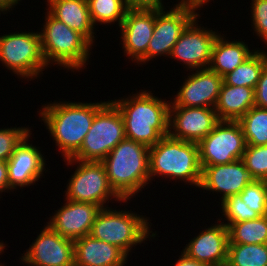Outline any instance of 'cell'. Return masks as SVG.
<instances>
[{
  "label": "cell",
  "instance_id": "1",
  "mask_svg": "<svg viewBox=\"0 0 267 266\" xmlns=\"http://www.w3.org/2000/svg\"><path fill=\"white\" fill-rule=\"evenodd\" d=\"M107 101L72 102L56 100L41 105L38 115L50 138L55 141L63 160L71 159L80 149L91 128L96 112Z\"/></svg>",
  "mask_w": 267,
  "mask_h": 266
},
{
  "label": "cell",
  "instance_id": "2",
  "mask_svg": "<svg viewBox=\"0 0 267 266\" xmlns=\"http://www.w3.org/2000/svg\"><path fill=\"white\" fill-rule=\"evenodd\" d=\"M136 92L111 101L123 118L126 138L150 148L168 136L170 102L153 95L150 89Z\"/></svg>",
  "mask_w": 267,
  "mask_h": 266
},
{
  "label": "cell",
  "instance_id": "3",
  "mask_svg": "<svg viewBox=\"0 0 267 266\" xmlns=\"http://www.w3.org/2000/svg\"><path fill=\"white\" fill-rule=\"evenodd\" d=\"M101 162L110 186L123 200L135 198L146 185L148 189L149 148L146 145L124 138Z\"/></svg>",
  "mask_w": 267,
  "mask_h": 266
},
{
  "label": "cell",
  "instance_id": "4",
  "mask_svg": "<svg viewBox=\"0 0 267 266\" xmlns=\"http://www.w3.org/2000/svg\"><path fill=\"white\" fill-rule=\"evenodd\" d=\"M202 168L199 162L198 143L162 137L149 148L150 183L153 179L162 177L185 185L199 187Z\"/></svg>",
  "mask_w": 267,
  "mask_h": 266
},
{
  "label": "cell",
  "instance_id": "5",
  "mask_svg": "<svg viewBox=\"0 0 267 266\" xmlns=\"http://www.w3.org/2000/svg\"><path fill=\"white\" fill-rule=\"evenodd\" d=\"M40 31L41 48L45 62L73 73L86 68L93 45L79 32L53 17L47 10Z\"/></svg>",
  "mask_w": 267,
  "mask_h": 266
},
{
  "label": "cell",
  "instance_id": "6",
  "mask_svg": "<svg viewBox=\"0 0 267 266\" xmlns=\"http://www.w3.org/2000/svg\"><path fill=\"white\" fill-rule=\"evenodd\" d=\"M117 208H102L95 218L90 235L117 246L129 257L135 246L155 239L158 234L157 231L154 233L151 230L150 217L140 215L131 209L129 211L126 207L121 210Z\"/></svg>",
  "mask_w": 267,
  "mask_h": 266
},
{
  "label": "cell",
  "instance_id": "7",
  "mask_svg": "<svg viewBox=\"0 0 267 266\" xmlns=\"http://www.w3.org/2000/svg\"><path fill=\"white\" fill-rule=\"evenodd\" d=\"M0 61L17 78L32 81L51 68L45 62L39 31H15L0 35ZM35 78V79H34Z\"/></svg>",
  "mask_w": 267,
  "mask_h": 266
},
{
  "label": "cell",
  "instance_id": "8",
  "mask_svg": "<svg viewBox=\"0 0 267 266\" xmlns=\"http://www.w3.org/2000/svg\"><path fill=\"white\" fill-rule=\"evenodd\" d=\"M66 165L77 166L72 172L65 187V199L93 203L101 208L109 207L108 203L117 201L128 204L132 200H123L110 186L106 170L101 161L64 160ZM110 201V202H109ZM130 201V202H128Z\"/></svg>",
  "mask_w": 267,
  "mask_h": 266
},
{
  "label": "cell",
  "instance_id": "9",
  "mask_svg": "<svg viewBox=\"0 0 267 266\" xmlns=\"http://www.w3.org/2000/svg\"><path fill=\"white\" fill-rule=\"evenodd\" d=\"M124 138L123 118L117 106L108 99L96 112L79 151L71 159L102 161Z\"/></svg>",
  "mask_w": 267,
  "mask_h": 266
},
{
  "label": "cell",
  "instance_id": "10",
  "mask_svg": "<svg viewBox=\"0 0 267 266\" xmlns=\"http://www.w3.org/2000/svg\"><path fill=\"white\" fill-rule=\"evenodd\" d=\"M176 2L173 7L169 6V10L155 9L154 29L145 54V64L159 56L168 58L180 35L200 15L192 6Z\"/></svg>",
  "mask_w": 267,
  "mask_h": 266
},
{
  "label": "cell",
  "instance_id": "11",
  "mask_svg": "<svg viewBox=\"0 0 267 266\" xmlns=\"http://www.w3.org/2000/svg\"><path fill=\"white\" fill-rule=\"evenodd\" d=\"M246 140L238 121L220 120L199 143V162L204 166L229 164L243 157Z\"/></svg>",
  "mask_w": 267,
  "mask_h": 266
},
{
  "label": "cell",
  "instance_id": "12",
  "mask_svg": "<svg viewBox=\"0 0 267 266\" xmlns=\"http://www.w3.org/2000/svg\"><path fill=\"white\" fill-rule=\"evenodd\" d=\"M199 17L201 16H197L183 31L169 56L182 62L187 71L209 67L214 41L220 34L218 30L201 27L203 24H198Z\"/></svg>",
  "mask_w": 267,
  "mask_h": 266
},
{
  "label": "cell",
  "instance_id": "13",
  "mask_svg": "<svg viewBox=\"0 0 267 266\" xmlns=\"http://www.w3.org/2000/svg\"><path fill=\"white\" fill-rule=\"evenodd\" d=\"M42 229L21 254L20 263L27 266H75L74 241L60 236L48 224Z\"/></svg>",
  "mask_w": 267,
  "mask_h": 266
},
{
  "label": "cell",
  "instance_id": "14",
  "mask_svg": "<svg viewBox=\"0 0 267 266\" xmlns=\"http://www.w3.org/2000/svg\"><path fill=\"white\" fill-rule=\"evenodd\" d=\"M155 9H128L120 30L122 53L133 63L145 64V54L152 38Z\"/></svg>",
  "mask_w": 267,
  "mask_h": 266
},
{
  "label": "cell",
  "instance_id": "15",
  "mask_svg": "<svg viewBox=\"0 0 267 266\" xmlns=\"http://www.w3.org/2000/svg\"><path fill=\"white\" fill-rule=\"evenodd\" d=\"M190 73L173 99L169 100L170 106L215 108L223 77L209 68Z\"/></svg>",
  "mask_w": 267,
  "mask_h": 266
},
{
  "label": "cell",
  "instance_id": "16",
  "mask_svg": "<svg viewBox=\"0 0 267 266\" xmlns=\"http://www.w3.org/2000/svg\"><path fill=\"white\" fill-rule=\"evenodd\" d=\"M219 121L214 108L170 106L168 135L199 143Z\"/></svg>",
  "mask_w": 267,
  "mask_h": 266
},
{
  "label": "cell",
  "instance_id": "17",
  "mask_svg": "<svg viewBox=\"0 0 267 266\" xmlns=\"http://www.w3.org/2000/svg\"><path fill=\"white\" fill-rule=\"evenodd\" d=\"M29 134L14 150L12 156L8 159V180L9 191L13 192L16 189H23L36 182H39L46 173V156L41 153L40 147H36L30 143ZM40 179V180H39Z\"/></svg>",
  "mask_w": 267,
  "mask_h": 266
},
{
  "label": "cell",
  "instance_id": "18",
  "mask_svg": "<svg viewBox=\"0 0 267 266\" xmlns=\"http://www.w3.org/2000/svg\"><path fill=\"white\" fill-rule=\"evenodd\" d=\"M255 181V177L240 159L229 164L202 167L198 188L209 191V194H220L219 199L223 202L229 196L240 194L248 184Z\"/></svg>",
  "mask_w": 267,
  "mask_h": 266
},
{
  "label": "cell",
  "instance_id": "19",
  "mask_svg": "<svg viewBox=\"0 0 267 266\" xmlns=\"http://www.w3.org/2000/svg\"><path fill=\"white\" fill-rule=\"evenodd\" d=\"M216 221L208 228H200L203 231L189 240L182 252L189 258L208 266H226L229 245L228 227L221 220Z\"/></svg>",
  "mask_w": 267,
  "mask_h": 266
},
{
  "label": "cell",
  "instance_id": "20",
  "mask_svg": "<svg viewBox=\"0 0 267 266\" xmlns=\"http://www.w3.org/2000/svg\"><path fill=\"white\" fill-rule=\"evenodd\" d=\"M64 204L49 217L48 224L60 236L76 240L90 235L92 225L99 211L93 203L64 200Z\"/></svg>",
  "mask_w": 267,
  "mask_h": 266
},
{
  "label": "cell",
  "instance_id": "21",
  "mask_svg": "<svg viewBox=\"0 0 267 266\" xmlns=\"http://www.w3.org/2000/svg\"><path fill=\"white\" fill-rule=\"evenodd\" d=\"M75 266H126L128 256L117 246L86 235L74 240Z\"/></svg>",
  "mask_w": 267,
  "mask_h": 266
},
{
  "label": "cell",
  "instance_id": "22",
  "mask_svg": "<svg viewBox=\"0 0 267 266\" xmlns=\"http://www.w3.org/2000/svg\"><path fill=\"white\" fill-rule=\"evenodd\" d=\"M45 3V9L53 17L82 34L93 46L96 44V27L91 21L87 0H46Z\"/></svg>",
  "mask_w": 267,
  "mask_h": 266
},
{
  "label": "cell",
  "instance_id": "23",
  "mask_svg": "<svg viewBox=\"0 0 267 266\" xmlns=\"http://www.w3.org/2000/svg\"><path fill=\"white\" fill-rule=\"evenodd\" d=\"M220 32L214 41L209 69L224 77L242 64L256 49L240 39L230 41ZM249 45V47H248Z\"/></svg>",
  "mask_w": 267,
  "mask_h": 266
},
{
  "label": "cell",
  "instance_id": "24",
  "mask_svg": "<svg viewBox=\"0 0 267 266\" xmlns=\"http://www.w3.org/2000/svg\"><path fill=\"white\" fill-rule=\"evenodd\" d=\"M253 106L254 88L227 85L223 82L214 109L219 120L238 121Z\"/></svg>",
  "mask_w": 267,
  "mask_h": 266
},
{
  "label": "cell",
  "instance_id": "25",
  "mask_svg": "<svg viewBox=\"0 0 267 266\" xmlns=\"http://www.w3.org/2000/svg\"><path fill=\"white\" fill-rule=\"evenodd\" d=\"M266 51L256 47V51L251 56L223 77V82L227 85L245 86L255 89L261 71L267 63Z\"/></svg>",
  "mask_w": 267,
  "mask_h": 266
},
{
  "label": "cell",
  "instance_id": "26",
  "mask_svg": "<svg viewBox=\"0 0 267 266\" xmlns=\"http://www.w3.org/2000/svg\"><path fill=\"white\" fill-rule=\"evenodd\" d=\"M229 244H267V215L228 226Z\"/></svg>",
  "mask_w": 267,
  "mask_h": 266
},
{
  "label": "cell",
  "instance_id": "27",
  "mask_svg": "<svg viewBox=\"0 0 267 266\" xmlns=\"http://www.w3.org/2000/svg\"><path fill=\"white\" fill-rule=\"evenodd\" d=\"M247 145H267V109L253 106L238 120Z\"/></svg>",
  "mask_w": 267,
  "mask_h": 266
},
{
  "label": "cell",
  "instance_id": "28",
  "mask_svg": "<svg viewBox=\"0 0 267 266\" xmlns=\"http://www.w3.org/2000/svg\"><path fill=\"white\" fill-rule=\"evenodd\" d=\"M90 18L94 25L122 24L128 11L125 0H87Z\"/></svg>",
  "mask_w": 267,
  "mask_h": 266
},
{
  "label": "cell",
  "instance_id": "29",
  "mask_svg": "<svg viewBox=\"0 0 267 266\" xmlns=\"http://www.w3.org/2000/svg\"><path fill=\"white\" fill-rule=\"evenodd\" d=\"M226 266H267V244H229Z\"/></svg>",
  "mask_w": 267,
  "mask_h": 266
},
{
  "label": "cell",
  "instance_id": "30",
  "mask_svg": "<svg viewBox=\"0 0 267 266\" xmlns=\"http://www.w3.org/2000/svg\"><path fill=\"white\" fill-rule=\"evenodd\" d=\"M218 203L219 207H221L219 209H222V218L220 219L218 217L217 219L222 220V223L226 226L232 223L258 219L260 217L257 212L250 209L245 202L241 200L240 194L227 197L223 202H221V205L220 202Z\"/></svg>",
  "mask_w": 267,
  "mask_h": 266
},
{
  "label": "cell",
  "instance_id": "31",
  "mask_svg": "<svg viewBox=\"0 0 267 266\" xmlns=\"http://www.w3.org/2000/svg\"><path fill=\"white\" fill-rule=\"evenodd\" d=\"M242 160L256 180L267 181V145H247Z\"/></svg>",
  "mask_w": 267,
  "mask_h": 266
},
{
  "label": "cell",
  "instance_id": "32",
  "mask_svg": "<svg viewBox=\"0 0 267 266\" xmlns=\"http://www.w3.org/2000/svg\"><path fill=\"white\" fill-rule=\"evenodd\" d=\"M241 200L260 216L267 215V181L256 180L240 193Z\"/></svg>",
  "mask_w": 267,
  "mask_h": 266
},
{
  "label": "cell",
  "instance_id": "33",
  "mask_svg": "<svg viewBox=\"0 0 267 266\" xmlns=\"http://www.w3.org/2000/svg\"><path fill=\"white\" fill-rule=\"evenodd\" d=\"M31 127L0 128V161L7 162L16 147L32 133Z\"/></svg>",
  "mask_w": 267,
  "mask_h": 266
},
{
  "label": "cell",
  "instance_id": "34",
  "mask_svg": "<svg viewBox=\"0 0 267 266\" xmlns=\"http://www.w3.org/2000/svg\"><path fill=\"white\" fill-rule=\"evenodd\" d=\"M250 5L253 35L267 45V0H251Z\"/></svg>",
  "mask_w": 267,
  "mask_h": 266
},
{
  "label": "cell",
  "instance_id": "35",
  "mask_svg": "<svg viewBox=\"0 0 267 266\" xmlns=\"http://www.w3.org/2000/svg\"><path fill=\"white\" fill-rule=\"evenodd\" d=\"M255 106L267 109V63L264 65L254 89Z\"/></svg>",
  "mask_w": 267,
  "mask_h": 266
},
{
  "label": "cell",
  "instance_id": "36",
  "mask_svg": "<svg viewBox=\"0 0 267 266\" xmlns=\"http://www.w3.org/2000/svg\"><path fill=\"white\" fill-rule=\"evenodd\" d=\"M129 9H166L164 0H125Z\"/></svg>",
  "mask_w": 267,
  "mask_h": 266
},
{
  "label": "cell",
  "instance_id": "37",
  "mask_svg": "<svg viewBox=\"0 0 267 266\" xmlns=\"http://www.w3.org/2000/svg\"><path fill=\"white\" fill-rule=\"evenodd\" d=\"M3 192H9L8 166L5 161H0V194Z\"/></svg>",
  "mask_w": 267,
  "mask_h": 266
},
{
  "label": "cell",
  "instance_id": "38",
  "mask_svg": "<svg viewBox=\"0 0 267 266\" xmlns=\"http://www.w3.org/2000/svg\"><path fill=\"white\" fill-rule=\"evenodd\" d=\"M174 266H208L203 262H199L195 259L189 258L185 253L181 251L179 259L173 264Z\"/></svg>",
  "mask_w": 267,
  "mask_h": 266
},
{
  "label": "cell",
  "instance_id": "39",
  "mask_svg": "<svg viewBox=\"0 0 267 266\" xmlns=\"http://www.w3.org/2000/svg\"><path fill=\"white\" fill-rule=\"evenodd\" d=\"M22 0H0V15L10 13Z\"/></svg>",
  "mask_w": 267,
  "mask_h": 266
},
{
  "label": "cell",
  "instance_id": "40",
  "mask_svg": "<svg viewBox=\"0 0 267 266\" xmlns=\"http://www.w3.org/2000/svg\"><path fill=\"white\" fill-rule=\"evenodd\" d=\"M183 4H187L189 6H192L193 8L197 10H202L204 5L209 4V2H212V0H179Z\"/></svg>",
  "mask_w": 267,
  "mask_h": 266
},
{
  "label": "cell",
  "instance_id": "41",
  "mask_svg": "<svg viewBox=\"0 0 267 266\" xmlns=\"http://www.w3.org/2000/svg\"><path fill=\"white\" fill-rule=\"evenodd\" d=\"M1 241V240H0ZM7 244L4 243V242H0V255L4 253V249H6V246ZM3 252V253H2Z\"/></svg>",
  "mask_w": 267,
  "mask_h": 266
}]
</instances>
